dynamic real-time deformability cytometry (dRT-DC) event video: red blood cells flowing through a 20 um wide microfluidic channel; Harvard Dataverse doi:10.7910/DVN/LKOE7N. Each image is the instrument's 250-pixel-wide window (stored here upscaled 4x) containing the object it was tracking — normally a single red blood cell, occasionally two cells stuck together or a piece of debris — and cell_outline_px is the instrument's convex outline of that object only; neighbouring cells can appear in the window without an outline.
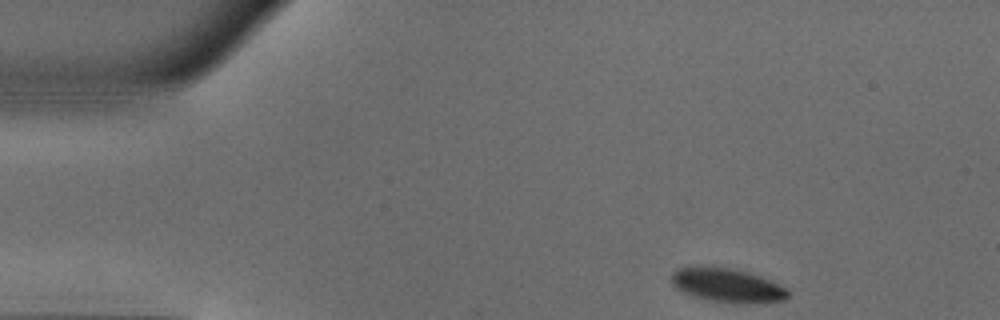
{"species": "common noctule bat (a hibernating species)", "species_latin": "Nyctalus noctula", "temperature_condition": "warm", "stored_images_in_passage": 45, "camera_frame_rate_fps": 3000, "um_per_image_px": 0.085, "animal": {"sex": "male", "body_mass_g": 18.8}, "frame": {"image": 1, "passage_image": 1, "time_ms": 0.0, "image_size_px": [1000, 320], "cell_outline_px": [[792, 292], [784, 300], [752, 304], [736, 304], [712, 300], [692, 296], [676, 288], [672, 284], [672, 272], [676, 268], [728, 268], [748, 272], [760, 276]], "centroid_in_image_um": [61.84, 24.29], "position_along_channel_um": 23.2, "area_um2": 22.6}}
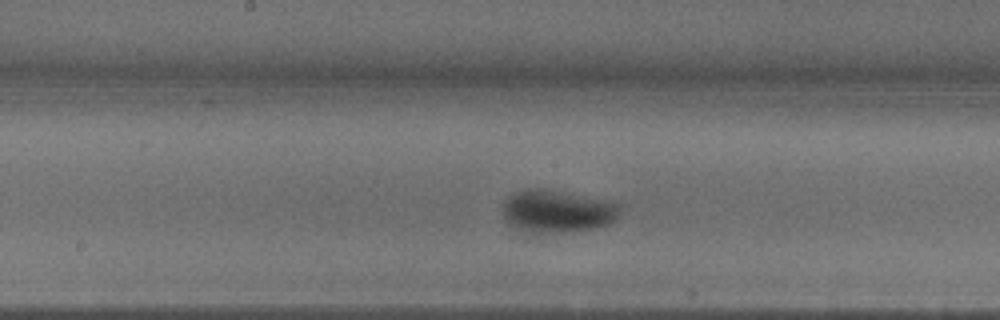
{"frame": {"image": 2, "passage_image": 20, "time_ms": 6.333, "image_size_px": [1000, 320], "cell_outline_px": [[620, 208], [616, 220], [608, 224], [596, 228], [572, 232], [536, 236], [524, 232], [512, 224], [504, 216], [504, 200], [508, 196], [524, 188], [544, 188], [620, 200]], "centroid_in_image_um": [47.45, 17.96], "position_along_channel_um": 200.8, "area_um2": 30.52}}
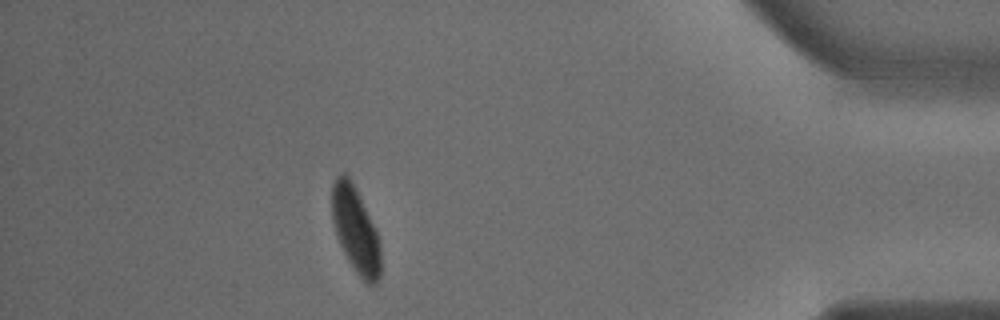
{"frame": {"image": 3, "passage_image": 39, "time_ms": 12.667, "image_size_px": [1000, 320], "cell_outline_px": [[380, 280], [376, 284], [368, 284], [356, 272], [348, 260], [340, 244], [332, 220], [332, 184], [336, 176], [344, 172], [348, 172], [356, 188], [376, 232], [380, 244]], "centroid_in_image_um": [30.21, 19.51], "position_along_channel_um": 405.0, "area_um2": 24.16}, "authors_computed_cell_mechanics": {"area_um2": 26.01, "velocity_mm_per_s": 3.9664, "shape_relaxation_time_tau1_ms": 5.9559, "shape_relaxation_time_tau2_ms": null, "deformation_change_tau1": 0.2235, "deformation_change_tau2": null}}